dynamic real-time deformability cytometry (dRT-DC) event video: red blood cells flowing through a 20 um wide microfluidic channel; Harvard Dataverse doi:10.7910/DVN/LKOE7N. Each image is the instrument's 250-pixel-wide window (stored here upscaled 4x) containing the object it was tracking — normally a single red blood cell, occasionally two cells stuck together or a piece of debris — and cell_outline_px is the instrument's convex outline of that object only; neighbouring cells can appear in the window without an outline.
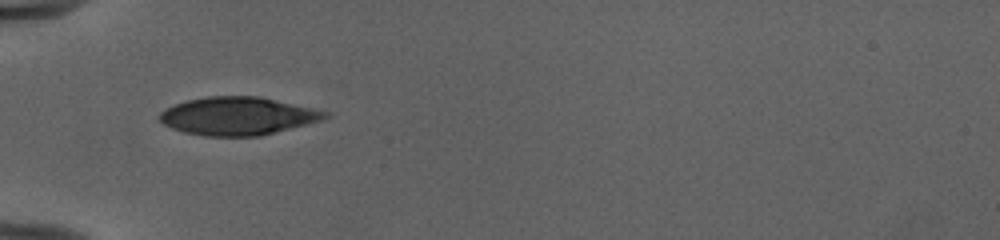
{"species": "human", "species_latin": "Homo sapiens", "temperature_condition": "cold", "stored_images_in_passage": 34, "camera_frame_rate_fps": 3000, "um_per_image_px": 0.085, "donor": {"sex": "female"}, "frame": {"image": 1, "passage_image": 1, "time_ms": 0.0, "image_size_px": [1000, 240], "cell_outline_px": [[332, 116], [324, 120], [260, 136], [204, 136], [184, 132], [172, 128], [164, 124], [156, 116], [164, 108], [188, 100], [208, 96], [260, 96], [332, 112]], "centroid_in_image_um": [20.26, 9.86], "position_along_channel_um": 64.7, "area_um2": 37.05}}
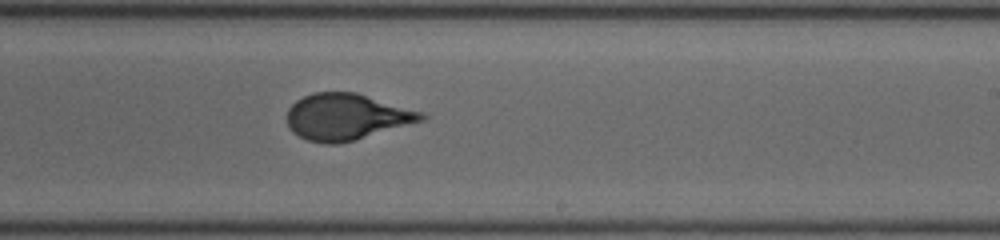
{"frame": {"image": 2, "passage_image": 16, "time_ms": 5.0, "image_size_px": [1000, 240], "cell_outline_px": [[428, 116], [424, 120], [356, 140], [340, 144], [324, 144], [308, 140], [292, 132], [288, 128], [288, 108], [296, 100], [312, 92], [356, 92], [424, 112]], "centroid_in_image_um": [29.46, 9.93], "position_along_channel_um": 259.5, "area_um2": 36.47}}
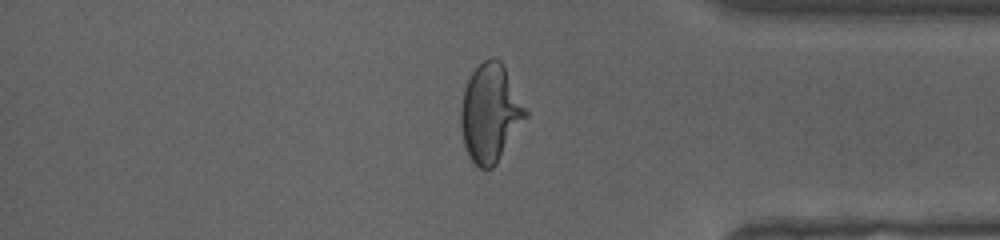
{"frame": {"image": 3, "passage_image": 27, "time_ms": 8.667, "image_size_px": [1000, 240], "cell_outline_px": [[528, 116], [496, 164], [492, 168], [480, 168], [468, 156], [464, 148], [460, 128], [460, 112], [464, 88], [472, 72], [484, 60], [492, 56], [500, 60], [528, 112]], "centroid_in_image_um": [41.65, 9.63], "position_along_channel_um": 393.5, "area_um2": 36.82}, "authors_computed_cell_mechanics": {"area_um2": 36.8764, "velocity_mm_per_s": 4.004, "shape_relaxation_time_tau1_ms": 6.0791, "shape_relaxation_time_tau2_ms": null, "deformation_change_tau1": 0.2332, "deformation_change_tau2": null}}